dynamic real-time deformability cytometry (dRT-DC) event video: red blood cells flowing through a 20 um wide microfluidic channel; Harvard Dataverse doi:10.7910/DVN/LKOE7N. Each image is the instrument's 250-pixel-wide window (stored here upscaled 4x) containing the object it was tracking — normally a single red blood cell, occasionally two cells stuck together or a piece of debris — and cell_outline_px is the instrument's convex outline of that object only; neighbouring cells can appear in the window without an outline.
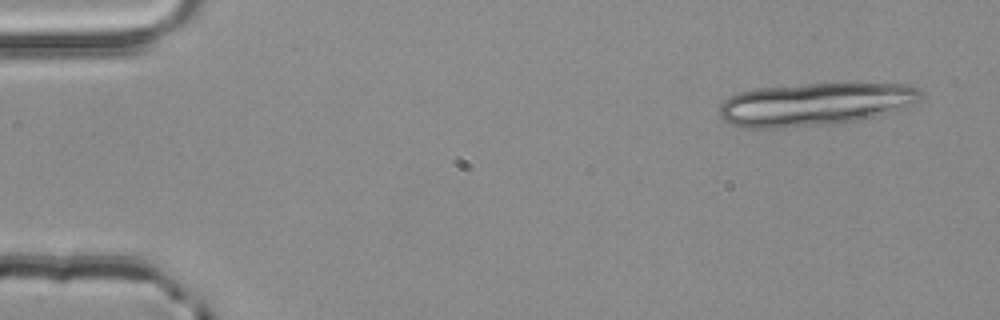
{"species": "common noctule bat (a hibernating species)", "species_latin": "Nyctalus noctula", "temperature_condition": "room temperature", "stored_images_in_passage": 4, "camera_frame_rate_fps": 3000, "um_per_image_px": 0.085, "animal": {"sex": "male", "body_mass_g": 20.4}, "frame": {"image": 1, "passage_image": 1, "time_ms": 0.0, "image_size_px": [1000, 320], "cell_outline_px": [[924, 96], [920, 100], [908, 108], [856, 120], [776, 128], [744, 128], [732, 124], [724, 120], [720, 116], [720, 104], [728, 96], [740, 92], [756, 88], [804, 84], [912, 84], [920, 88], [924, 92]], "centroid_in_image_um": [69.31, 8.84], "position_along_channel_um": 15.7, "area_um2": 50.05}}